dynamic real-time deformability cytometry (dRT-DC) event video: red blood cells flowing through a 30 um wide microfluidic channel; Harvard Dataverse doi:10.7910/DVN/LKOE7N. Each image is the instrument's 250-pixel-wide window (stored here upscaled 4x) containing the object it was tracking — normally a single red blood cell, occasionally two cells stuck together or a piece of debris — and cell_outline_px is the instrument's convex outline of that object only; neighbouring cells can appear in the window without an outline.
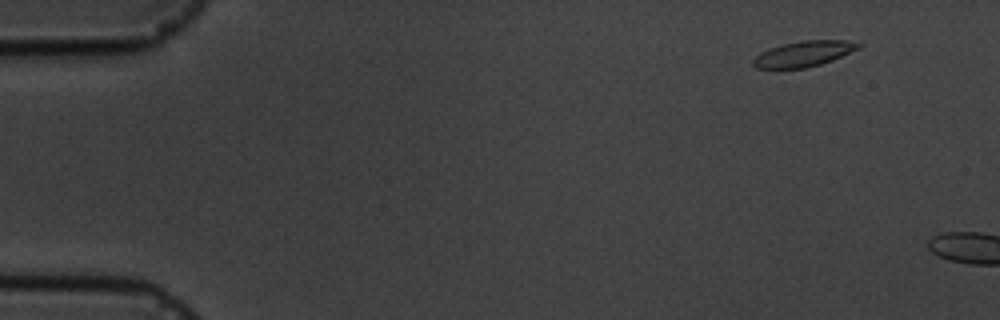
{"species": "common noctule bat (a hibernating species)", "species_latin": "Nyctalus noctula", "temperature_condition": "cold", "stored_images_in_passage": 4, "segment_of_instrument_passage": [2, 2], "camera_frame_rate_fps": 3000, "um_per_image_px": 0.085, "animal": {"sex": "male", "body_mass_g": 19.5, "forearm_length_mm": 54.6}, "frame": {"image": 1, "passage_image": 4, "time_ms": 4.333, "image_size_px": [1000, 320], "cell_outline_px": [[864, 44], [860, 48], [832, 60], [820, 64], [804, 68], [756, 68], [752, 64], [752, 60], [760, 52], [768, 48], [800, 40], [848, 40]], "centroid_in_image_um": [68.32, 4.56], "position_along_channel_um": 16.7, "area_um2": 15.72}}